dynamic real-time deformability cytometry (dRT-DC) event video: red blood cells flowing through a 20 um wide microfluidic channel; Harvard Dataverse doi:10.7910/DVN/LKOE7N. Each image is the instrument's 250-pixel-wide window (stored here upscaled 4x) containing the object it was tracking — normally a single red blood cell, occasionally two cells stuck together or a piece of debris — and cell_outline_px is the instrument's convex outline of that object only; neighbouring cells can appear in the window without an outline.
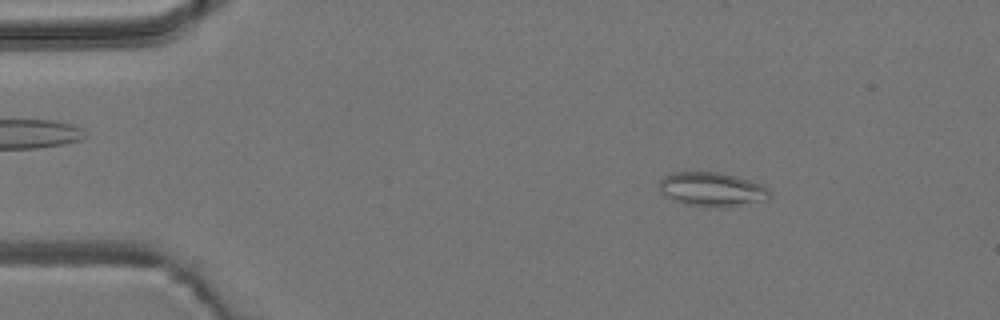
{"species": "common noctule bat (a hibernating species)", "species_latin": "Nyctalus noctula", "temperature_condition": "room temperature", "stored_images_in_passage": 3, "camera_frame_rate_fps": 3000, "um_per_image_px": 0.085, "animal": {"sex": "male", "body_mass_g": 19.2, "forearm_length_mm": 51.8}, "frame": {"image": 1, "passage_image": 2, "time_ms": 1.0, "image_size_px": [1000, 320], "cell_outline_px": [[772, 196], [768, 200], [728, 208], [716, 208], [684, 204], [672, 200], [664, 196], [660, 192], [660, 180], [664, 176], [676, 172], [720, 172], [736, 176], [760, 184]], "centroid_in_image_um": [60.51, 16.12], "position_along_channel_um": 24.5, "area_um2": 22.2}}